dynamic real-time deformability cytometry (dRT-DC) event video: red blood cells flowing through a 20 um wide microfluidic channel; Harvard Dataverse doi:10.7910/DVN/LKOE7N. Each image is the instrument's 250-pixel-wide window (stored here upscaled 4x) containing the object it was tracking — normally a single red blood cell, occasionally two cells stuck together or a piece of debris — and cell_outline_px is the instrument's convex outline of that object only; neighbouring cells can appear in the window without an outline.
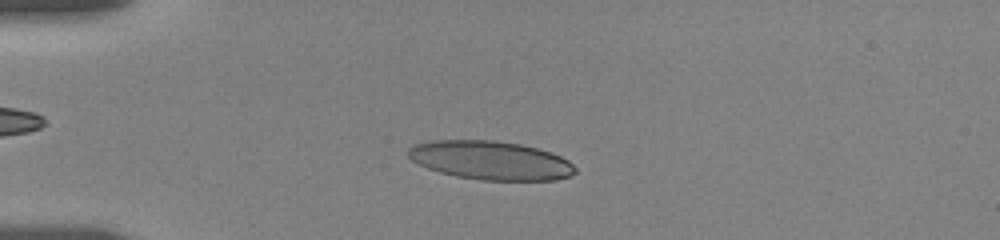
{"species": "human", "species_latin": "Homo sapiens", "temperature_condition": "room temperature", "stored_images_in_passage": 54, "camera_frame_rate_fps": 3000, "um_per_image_px": 0.085, "donor": {"sex": "female"}, "frame": {"image": 1, "passage_image": 13, "time_ms": 4.0, "image_size_px": [1000, 240], "cell_outline_px": [[576, 172], [568, 176], [556, 180], [484, 180], [456, 176], [440, 172], [428, 168], [412, 160], [408, 156], [408, 148], [416, 144], [432, 140], [496, 140], [520, 144], [536, 148], [560, 156], [568, 160], [576, 168]], "centroid_in_image_um": [41.69, 13.62], "position_along_channel_um": 43.3, "area_um2": 37.45}}
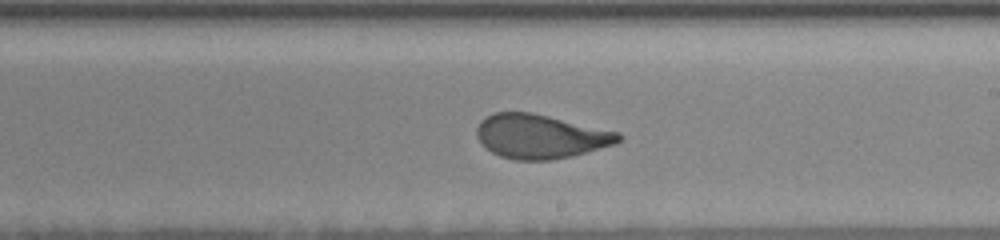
{"frame": {"image": 2, "passage_image": 32, "time_ms": 10.333, "image_size_px": [1000, 240], "cell_outline_px": [[624, 136], [616, 144], [572, 156], [552, 160], [516, 160], [500, 156], [484, 148], [476, 136], [476, 128], [480, 120], [484, 116], [492, 112], [532, 112], [620, 132]], "centroid_in_image_um": [45.92, 11.59], "position_along_channel_um": 243.1, "area_um2": 36.88}}
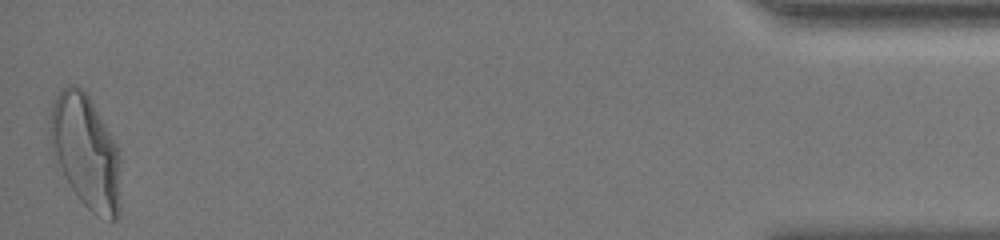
{"frame": {"image": 3, "passage_image": 54, "time_ms": 17.667, "image_size_px": [1000, 240], "cell_outline_px": [[120, 208], [116, 220], [108, 220], [96, 216], [80, 200], [72, 188], [52, 148], [48, 128], [52, 104], [60, 88], [68, 84], [72, 84], [80, 88], [92, 100], [116, 144], [120, 160]], "centroid_in_image_um": [7.31, 12.88], "position_along_channel_um": 427.9, "area_um2": 46.36}, "authors_computed_cell_mechanics": {"area_um2": 36.9053, "velocity_mm_per_s": 3.6189, "shape_relaxation_time_tau1_ms": 5.2216, "shape_relaxation_time_tau2_ms": 0.8948, "deformation_change_tau1": 0.1963, "deformation_change_tau2": 0.0755}}